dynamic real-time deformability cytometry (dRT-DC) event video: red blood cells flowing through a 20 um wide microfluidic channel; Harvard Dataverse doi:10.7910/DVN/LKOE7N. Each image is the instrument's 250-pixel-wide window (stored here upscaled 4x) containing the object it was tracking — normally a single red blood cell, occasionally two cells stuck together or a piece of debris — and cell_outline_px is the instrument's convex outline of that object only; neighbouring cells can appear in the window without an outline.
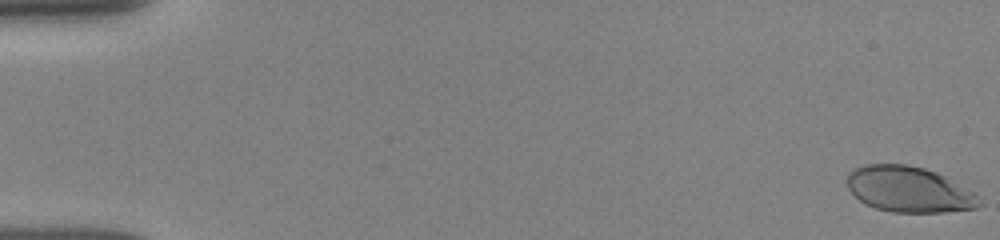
{"species": "human", "species_latin": "Homo sapiens", "temperature_condition": "room temperature", "stored_images_in_passage": 27, "camera_frame_rate_fps": 3000, "um_per_image_px": 0.085, "donor": {"sex": "female"}, "frame": {"image": 1, "passage_image": 1, "time_ms": 0.0, "image_size_px": [1000, 240], "cell_outline_px": [[984, 204], [976, 208], [944, 212], [892, 212], [876, 208], [864, 204], [848, 188], [848, 172], [864, 164], [908, 164], [924, 168], [948, 176], [976, 192], [980, 196]], "centroid_in_image_um": [77.34, 16.1], "position_along_channel_um": 7.7, "area_um2": 35.72}}
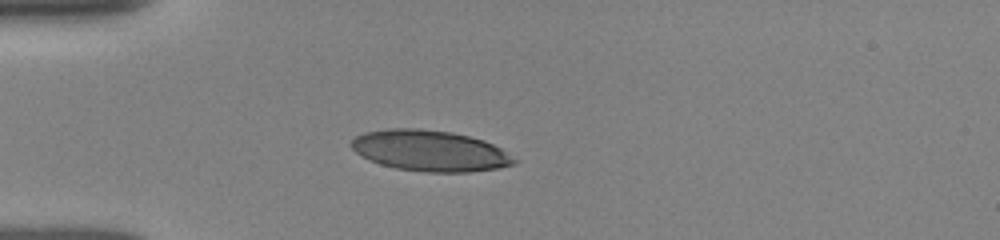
{"frame": {"image": 2, "passage_image": 21, "time_ms": 4.667, "image_size_px": [1000, 240], "cell_outline_px": [[520, 160], [516, 164], [496, 168], [472, 172], [424, 172], [396, 168], [380, 164], [368, 160], [356, 152], [352, 148], [352, 140], [356, 136], [364, 132], [388, 128], [420, 128], [452, 132], [484, 140], [500, 148]], "centroid_in_image_um": [36.56, 12.81], "position_along_channel_um": 48.4, "area_um2": 39.02}}
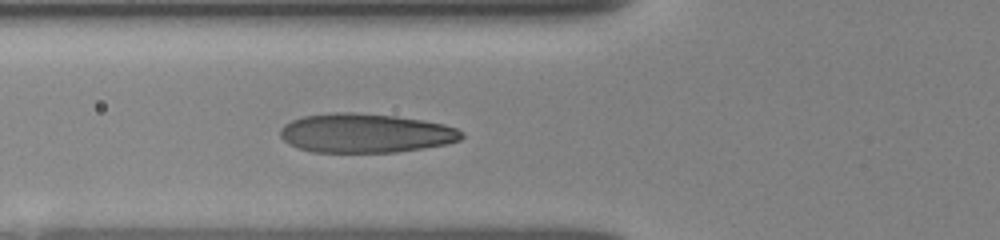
{"frame": {"image": 3, "passage_image": 27, "time_ms": 6.333, "image_size_px": [1000, 240], "cell_outline_px": [[464, 136], [460, 140], [444, 144], [424, 148], [396, 152], [312, 152], [288, 144], [280, 136], [280, 128], [284, 124], [292, 120], [304, 116], [336, 112], [352, 112], [396, 116], [424, 120], [444, 124], [456, 128], [464, 132]], "centroid_in_image_um": [31.07, 11.31], "position_along_channel_um": 94.7, "area_um2": 41.44}}